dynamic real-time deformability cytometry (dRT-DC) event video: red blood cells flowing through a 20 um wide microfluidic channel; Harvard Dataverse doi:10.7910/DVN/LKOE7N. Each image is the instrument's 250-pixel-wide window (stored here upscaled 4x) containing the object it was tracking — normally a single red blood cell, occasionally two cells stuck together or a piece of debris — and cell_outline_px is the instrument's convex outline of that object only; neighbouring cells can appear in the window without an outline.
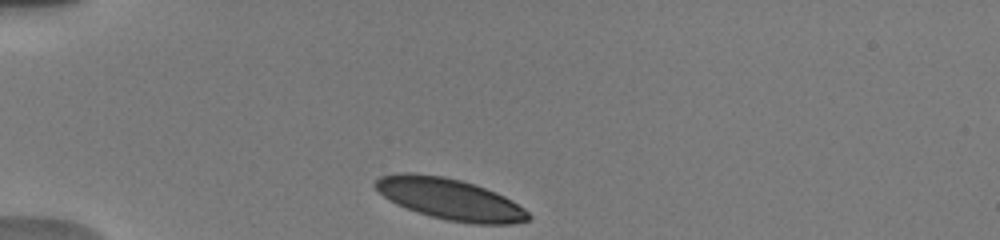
{"species": "human", "species_latin": "Homo sapiens", "temperature_condition": "warm", "stored_images_in_passage": 16, "camera_frame_rate_fps": 3000, "um_per_image_px": 0.085, "donor": {"sex": "male"}, "frame": {"image": 1, "passage_image": 1, "time_ms": 0.0, "image_size_px": [1000, 240], "cell_outline_px": [[532, 220], [512, 224], [472, 224], [448, 220], [432, 216], [396, 204], [388, 200], [372, 184], [380, 176], [400, 172], [412, 172], [444, 176], [476, 184], [496, 192], [512, 200], [524, 208], [532, 216]], "centroid_in_image_um": [38.27, 16.91], "position_along_channel_um": 46.7, "area_um2": 36.93}}
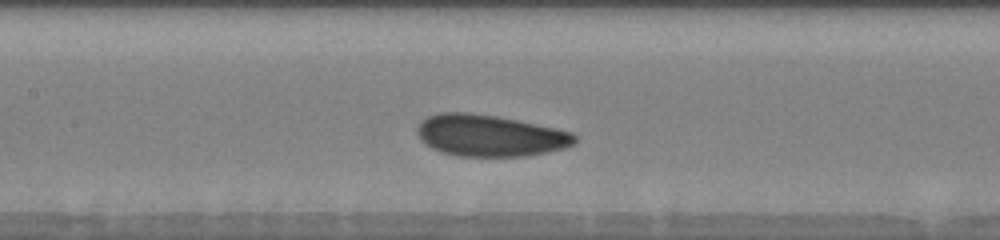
{"frame": {"image": 2, "passage_image": 7, "time_ms": 4.0, "image_size_px": [1000, 240], "cell_outline_px": [[576, 140], [572, 144], [564, 148], [528, 156], [460, 156], [440, 152], [424, 144], [420, 140], [416, 132], [416, 128], [420, 120], [428, 116], [440, 112], [468, 112], [496, 116], [556, 128], [572, 132], [576, 136]], "centroid_in_image_um": [41.58, 11.52], "position_along_channel_um": 165.8, "area_um2": 38.32}}
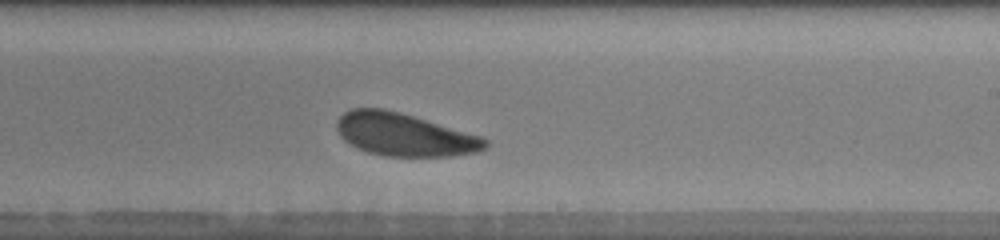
{"frame": {"image": 3, "passage_image": 10, "time_ms": 6.333, "image_size_px": [1000, 240], "cell_outline_px": [[488, 148], [476, 152], [452, 156], [384, 156], [368, 152], [356, 148], [348, 144], [340, 136], [336, 128], [336, 120], [344, 112], [352, 108], [384, 108], [400, 112], [480, 136], [488, 140]], "centroid_in_image_um": [34.33, 11.44], "position_along_channel_um": 254.7, "area_um2": 37.11}, "authors_computed_cell_mechanics": {"area_um2": 37.7145, "velocity_mm_per_s": 3.8264, "shape_relaxation_time_tau1_ms": 1.7141, "shape_relaxation_time_tau2_ms": 6.5593, "deformation_change_tau1": 0.083, "deformation_change_tau2": 0.1496}}